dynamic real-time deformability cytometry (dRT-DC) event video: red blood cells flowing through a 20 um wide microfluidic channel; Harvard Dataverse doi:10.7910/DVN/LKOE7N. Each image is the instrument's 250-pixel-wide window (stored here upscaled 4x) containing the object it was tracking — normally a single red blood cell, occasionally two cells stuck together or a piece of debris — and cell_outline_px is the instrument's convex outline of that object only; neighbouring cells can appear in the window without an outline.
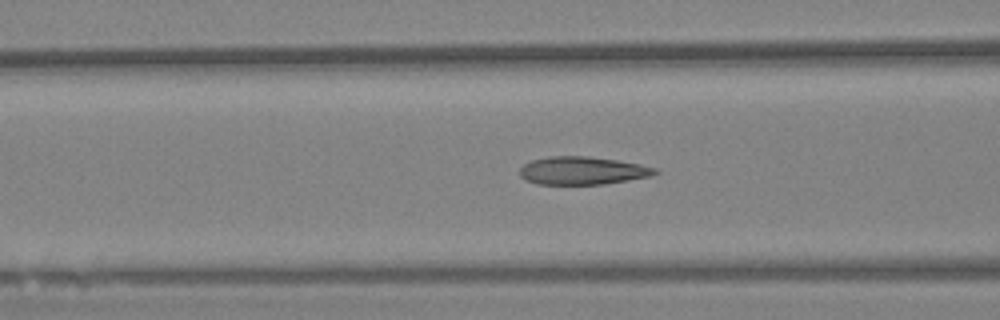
{"species": "Egyptian fruit bat (a non-hibernating species)", "species_latin": "Rousettus aegyptiacus", "temperature_condition": "warm", "stored_images_in_passage": 49, "camera_frame_rate_fps": 3000, "um_per_image_px": 0.085, "animal": {"sex": "female"}, "frame": {"image": 1, "passage_image": 24, "time_ms": 7.667, "image_size_px": [1000, 320], "cell_outline_px": [[660, 172], [652, 176], [604, 184], [536, 184], [524, 180], [520, 176], [520, 168], [524, 164], [532, 160], [548, 156], [588, 156], [616, 160], [640, 164], [656, 168]], "centroid_in_image_um": [49.5, 14.5], "position_along_channel_um": 117.1, "area_um2": 22.14}}
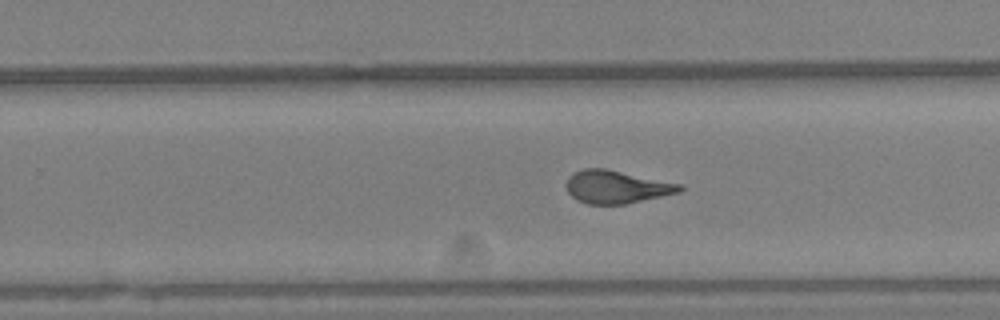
{"frame": {"image": 2, "passage_image": 38, "time_ms": 12.333, "image_size_px": [1000, 320], "cell_outline_px": [[684, 188], [680, 192], [628, 204], [588, 204], [576, 200], [568, 192], [564, 184], [568, 176], [584, 168], [604, 168], [680, 184]], "centroid_in_image_um": [52.36, 15.9], "position_along_channel_um": 277.4, "area_um2": 21.73}}
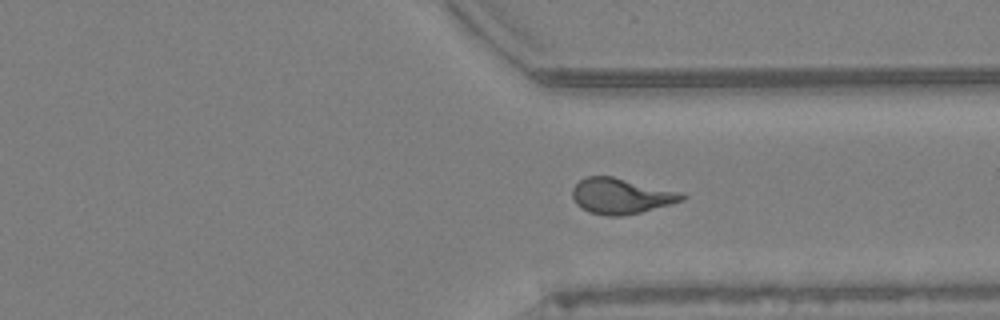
{"frame": {"image": 3, "passage_image": 45, "time_ms": 14.667, "image_size_px": [1000, 320], "cell_outline_px": [[688, 196], [684, 200], [640, 212], [620, 216], [608, 216], [588, 212], [580, 208], [576, 204], [572, 196], [572, 188], [580, 180], [588, 176], [612, 176], [684, 192]], "centroid_in_image_um": [52.8, 16.65], "position_along_channel_um": 358.6, "area_um2": 22.89}}